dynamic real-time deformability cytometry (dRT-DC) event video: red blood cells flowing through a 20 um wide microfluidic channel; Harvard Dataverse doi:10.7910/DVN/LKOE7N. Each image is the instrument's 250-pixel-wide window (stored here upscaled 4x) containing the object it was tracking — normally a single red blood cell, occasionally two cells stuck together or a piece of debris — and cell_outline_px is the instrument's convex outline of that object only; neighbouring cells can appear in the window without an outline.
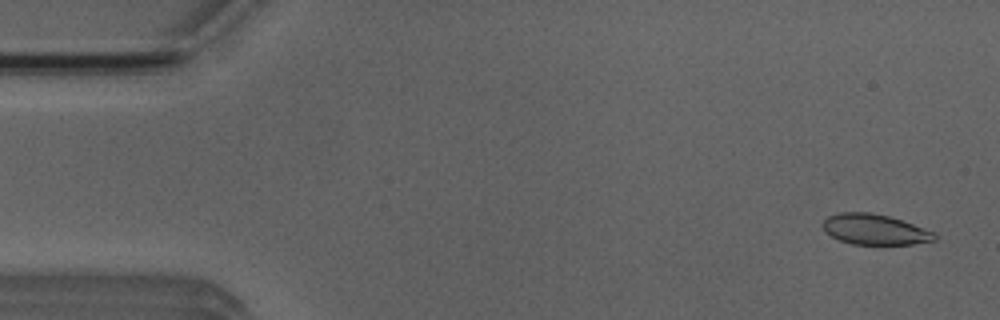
{"species": "Egyptian fruit bat (a non-hibernating species)", "species_latin": "Rousettus aegyptiacus", "temperature_condition": "room temperature", "stored_images_in_passage": 52, "camera_frame_rate_fps": 3000, "um_per_image_px": 0.085, "animal": {"sex": "male"}, "frame": {"image": 1, "passage_image": 2, "time_ms": 0.333, "image_size_px": [1000, 320], "cell_outline_px": [[936, 240], [912, 244], [852, 244], [840, 240], [824, 232], [820, 224], [828, 216], [840, 212], [868, 212], [888, 216], [912, 224], [932, 232], [936, 236]], "centroid_in_image_um": [74.28, 19.5], "position_along_channel_um": 10.7, "area_um2": 19.65}}
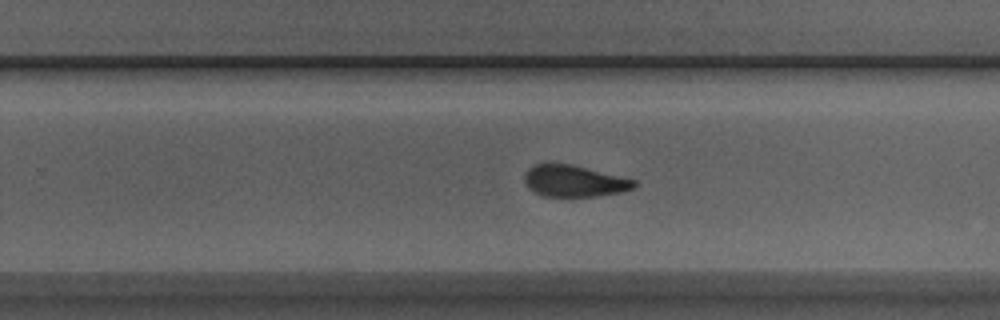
{"frame": {"image": 2, "passage_image": 32, "time_ms": 10.333, "image_size_px": [1000, 320], "cell_outline_px": [[636, 184], [632, 188], [620, 192], [596, 196], [544, 196], [528, 188], [524, 180], [524, 176], [528, 168], [532, 164], [544, 160], [572, 164], [636, 180]], "centroid_in_image_um": [48.72, 15.34], "position_along_channel_um": 281.1, "area_um2": 20.52}}
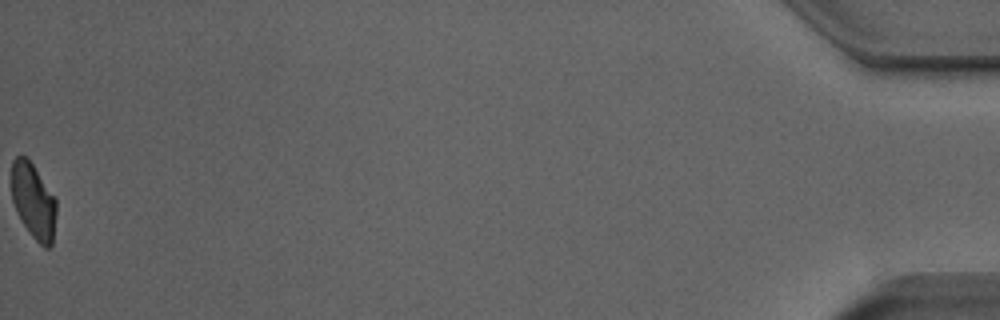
{"frame": {"image": 3, "passage_image": 52, "time_ms": 17.0, "image_size_px": [1000, 320], "cell_outline_px": [[56, 216], [52, 244], [48, 248], [44, 248], [28, 232], [20, 220], [16, 212], [12, 200], [12, 160], [16, 156], [24, 156], [32, 164], [56, 200]], "centroid_in_image_um": [2.83, 17.13], "position_along_channel_um": 432.4, "area_um2": 19.54}, "authors_computed_cell_mechanics": {"area_um2": 21.097, "velocity_mm_per_s": 3.9083, "shape_relaxation_time_tau1_ms": null, "shape_relaxation_time_tau2_ms": 2.0485, "deformation_change_tau1": null, "deformation_change_tau2": 0.0806}}